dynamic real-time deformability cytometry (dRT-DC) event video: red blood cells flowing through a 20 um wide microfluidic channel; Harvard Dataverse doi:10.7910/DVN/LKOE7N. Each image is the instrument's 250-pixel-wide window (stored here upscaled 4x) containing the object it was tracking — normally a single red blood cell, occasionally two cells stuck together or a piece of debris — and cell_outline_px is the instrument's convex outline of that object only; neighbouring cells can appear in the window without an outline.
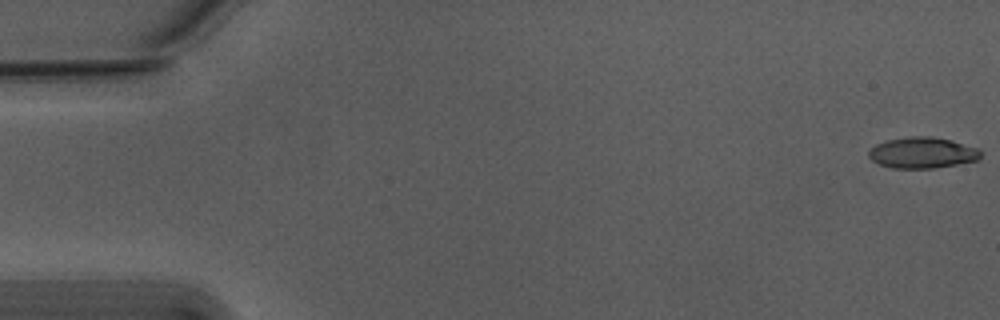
{"species": "Egyptian fruit bat (a non-hibernating species)", "species_latin": "Rousettus aegyptiacus", "temperature_condition": "warm", "stored_images_in_passage": 28, "camera_frame_rate_fps": 3000, "um_per_image_px": 0.085, "animal": {"sex": "male"}, "frame": {"image": 1, "passage_image": 1, "time_ms": 0.0, "image_size_px": [1000, 320], "cell_outline_px": [[980, 156], [976, 160], [936, 168], [892, 168], [880, 164], [872, 160], [868, 156], [868, 152], [876, 144], [888, 140], [908, 136], [932, 136], [980, 148]], "centroid_in_image_um": [78.38, 12.98], "position_along_channel_um": 6.6, "area_um2": 20.06}}
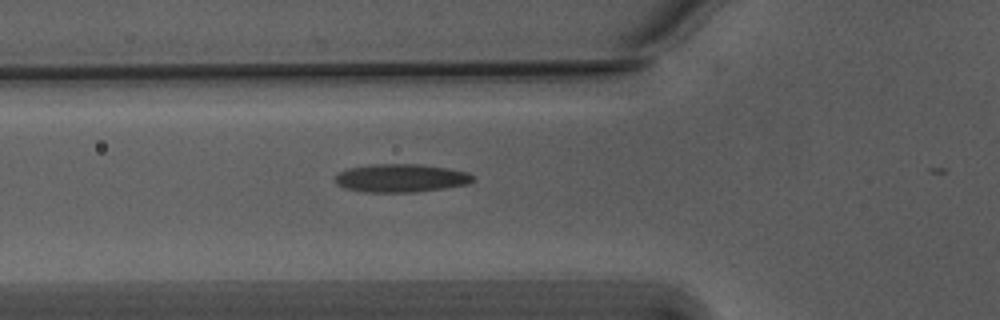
{"frame": {"image": 2, "passage_image": 20, "time_ms": 6.333, "image_size_px": [1000, 320], "cell_outline_px": [[476, 180], [468, 184], [444, 188], [416, 192], [364, 192], [344, 188], [336, 184], [332, 180], [340, 172], [348, 168], [368, 164], [420, 164], [448, 168], [468, 172], [476, 176]], "centroid_in_image_um": [34.09, 15.13], "position_along_channel_um": 91.7, "area_um2": 23.0}}
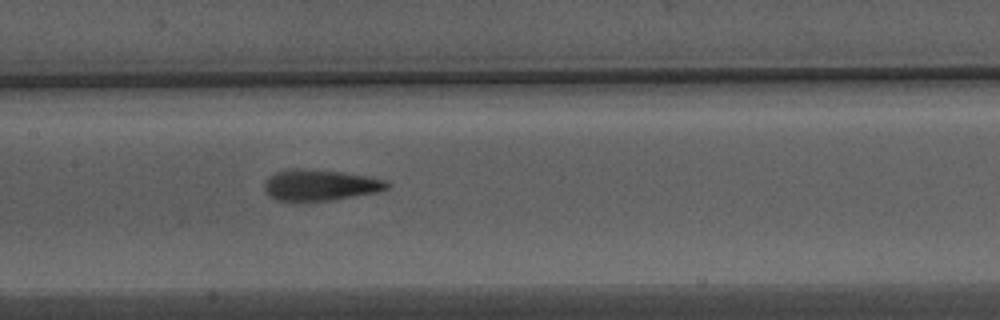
{"frame": {"image": 3, "passage_image": 27, "time_ms": 8.667, "image_size_px": [1000, 320], "cell_outline_px": [[388, 188], [376, 192], [328, 200], [292, 204], [276, 200], [268, 196], [264, 188], [264, 184], [268, 176], [276, 172], [292, 168], [300, 168], [340, 172], [368, 176], [384, 180], [388, 184]], "centroid_in_image_um": [27.09, 15.76], "position_along_channel_um": 180.3, "area_um2": 22.54}}